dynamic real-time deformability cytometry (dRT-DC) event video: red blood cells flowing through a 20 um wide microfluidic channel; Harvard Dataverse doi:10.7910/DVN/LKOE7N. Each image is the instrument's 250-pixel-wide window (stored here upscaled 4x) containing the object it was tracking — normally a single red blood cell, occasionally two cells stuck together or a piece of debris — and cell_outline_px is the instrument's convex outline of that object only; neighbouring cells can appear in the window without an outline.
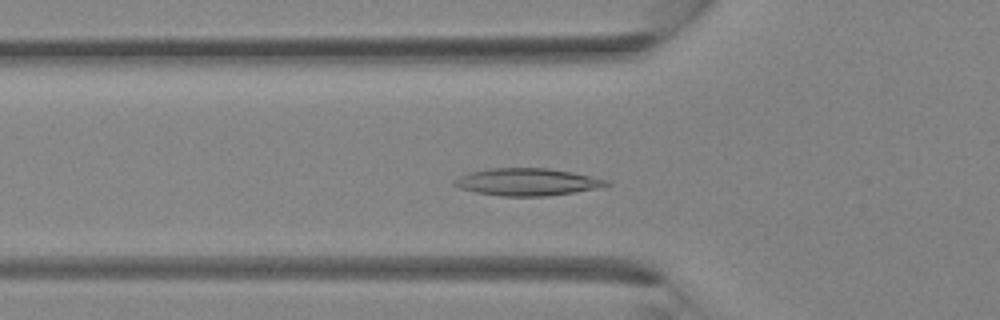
{"species": "Egyptian fruit bat (a non-hibernating species)", "species_latin": "Rousettus aegyptiacus", "temperature_condition": "room temperature", "stored_images_in_passage": 36, "camera_frame_rate_fps": 3000, "um_per_image_px": 0.085, "animal": {"sex": "female"}, "frame": {"image": 1, "passage_image": 11, "time_ms": 3.333, "image_size_px": [1000, 320], "cell_outline_px": [[612, 184], [596, 188], [572, 192], [544, 196], [500, 196], [476, 192], [460, 188], [452, 184], [460, 176], [472, 172], [488, 168], [548, 168], [572, 172], [592, 176], [608, 180]], "centroid_in_image_um": [44.82, 15.46], "position_along_channel_um": 81.0, "area_um2": 23.93}}
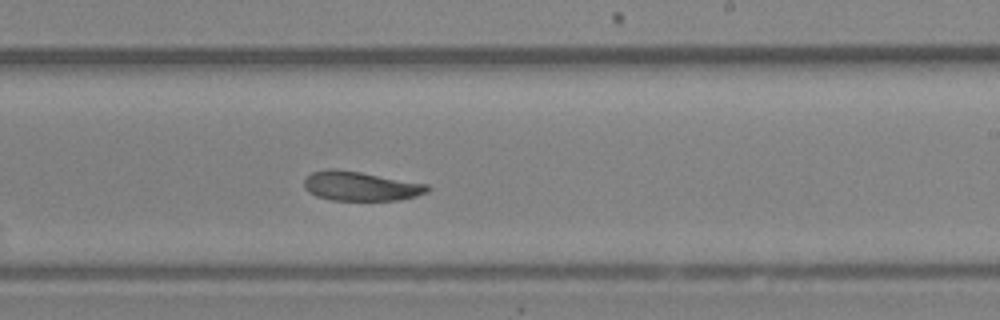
{"frame": {"image": 2, "passage_image": 21, "time_ms": 6.667, "image_size_px": [1000, 320], "cell_outline_px": [[432, 188], [428, 192], [416, 196], [400, 200], [332, 200], [316, 196], [308, 192], [304, 188], [304, 180], [312, 172], [328, 168], [336, 168], [360, 172], [428, 184]], "centroid_in_image_um": [30.65, 15.82], "position_along_channel_um": 258.3, "area_um2": 21.21}}
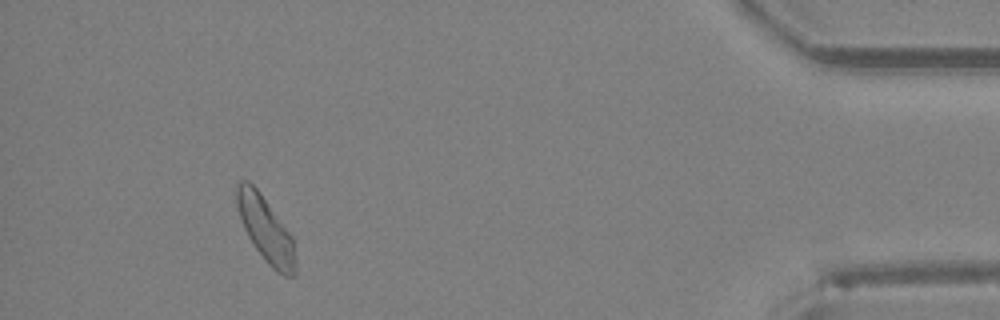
{"frame": {"image": 3, "passage_image": 33, "time_ms": 10.667, "image_size_px": [1000, 320], "cell_outline_px": [[296, 276], [284, 276], [276, 272], [264, 260], [248, 236], [240, 220], [236, 204], [236, 184], [240, 180], [248, 180], [260, 192], [292, 236], [296, 260]], "centroid_in_image_um": [22.58, 19.5], "position_along_channel_um": 412.6, "area_um2": 22.37}}